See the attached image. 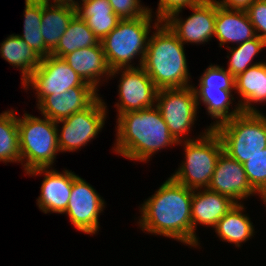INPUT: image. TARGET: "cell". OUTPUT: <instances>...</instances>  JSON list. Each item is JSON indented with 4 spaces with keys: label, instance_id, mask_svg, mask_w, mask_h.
I'll list each match as a JSON object with an SVG mask.
<instances>
[{
    "label": "cell",
    "instance_id": "obj_13",
    "mask_svg": "<svg viewBox=\"0 0 266 266\" xmlns=\"http://www.w3.org/2000/svg\"><path fill=\"white\" fill-rule=\"evenodd\" d=\"M190 10L193 13L185 20L179 17L182 11H177L163 22L183 44H204L215 34L216 3L213 0H205L199 5L191 6Z\"/></svg>",
    "mask_w": 266,
    "mask_h": 266
},
{
    "label": "cell",
    "instance_id": "obj_14",
    "mask_svg": "<svg viewBox=\"0 0 266 266\" xmlns=\"http://www.w3.org/2000/svg\"><path fill=\"white\" fill-rule=\"evenodd\" d=\"M213 192L230 197L236 203L258 194L249 184L243 164L224 151L220 154L210 184Z\"/></svg>",
    "mask_w": 266,
    "mask_h": 266
},
{
    "label": "cell",
    "instance_id": "obj_28",
    "mask_svg": "<svg viewBox=\"0 0 266 266\" xmlns=\"http://www.w3.org/2000/svg\"><path fill=\"white\" fill-rule=\"evenodd\" d=\"M14 110L0 114V162L21 163L19 130Z\"/></svg>",
    "mask_w": 266,
    "mask_h": 266
},
{
    "label": "cell",
    "instance_id": "obj_1",
    "mask_svg": "<svg viewBox=\"0 0 266 266\" xmlns=\"http://www.w3.org/2000/svg\"><path fill=\"white\" fill-rule=\"evenodd\" d=\"M193 189L171 176L141 205L139 227L147 233L173 238L192 246Z\"/></svg>",
    "mask_w": 266,
    "mask_h": 266
},
{
    "label": "cell",
    "instance_id": "obj_9",
    "mask_svg": "<svg viewBox=\"0 0 266 266\" xmlns=\"http://www.w3.org/2000/svg\"><path fill=\"white\" fill-rule=\"evenodd\" d=\"M101 98L99 96L86 109L56 121V124H63L61 130L57 128L60 152L77 151L98 135L105 124L108 113L107 106Z\"/></svg>",
    "mask_w": 266,
    "mask_h": 266
},
{
    "label": "cell",
    "instance_id": "obj_16",
    "mask_svg": "<svg viewBox=\"0 0 266 266\" xmlns=\"http://www.w3.org/2000/svg\"><path fill=\"white\" fill-rule=\"evenodd\" d=\"M237 203L230 197L208 190H193L191 202L192 247H198L197 225L215 228L218 221Z\"/></svg>",
    "mask_w": 266,
    "mask_h": 266
},
{
    "label": "cell",
    "instance_id": "obj_31",
    "mask_svg": "<svg viewBox=\"0 0 266 266\" xmlns=\"http://www.w3.org/2000/svg\"><path fill=\"white\" fill-rule=\"evenodd\" d=\"M198 81L199 88L192 85L193 89L235 90V77L219 65L211 64Z\"/></svg>",
    "mask_w": 266,
    "mask_h": 266
},
{
    "label": "cell",
    "instance_id": "obj_21",
    "mask_svg": "<svg viewBox=\"0 0 266 266\" xmlns=\"http://www.w3.org/2000/svg\"><path fill=\"white\" fill-rule=\"evenodd\" d=\"M76 15L74 6L42 1L41 33L46 48L52 52Z\"/></svg>",
    "mask_w": 266,
    "mask_h": 266
},
{
    "label": "cell",
    "instance_id": "obj_12",
    "mask_svg": "<svg viewBox=\"0 0 266 266\" xmlns=\"http://www.w3.org/2000/svg\"><path fill=\"white\" fill-rule=\"evenodd\" d=\"M99 195L89 183L74 173L70 199L63 214L68 215L77 230L90 235L98 233L99 216L105 208V202Z\"/></svg>",
    "mask_w": 266,
    "mask_h": 266
},
{
    "label": "cell",
    "instance_id": "obj_36",
    "mask_svg": "<svg viewBox=\"0 0 266 266\" xmlns=\"http://www.w3.org/2000/svg\"><path fill=\"white\" fill-rule=\"evenodd\" d=\"M47 3H50L52 0H41ZM78 1L76 0H53V4H65V5H71V6H76Z\"/></svg>",
    "mask_w": 266,
    "mask_h": 266
},
{
    "label": "cell",
    "instance_id": "obj_29",
    "mask_svg": "<svg viewBox=\"0 0 266 266\" xmlns=\"http://www.w3.org/2000/svg\"><path fill=\"white\" fill-rule=\"evenodd\" d=\"M236 46H226L231 54H229L230 58L227 56L229 59L227 71L234 77L245 72L248 68L262 63L255 62L251 64L254 57L262 51V48L266 47V41L256 36Z\"/></svg>",
    "mask_w": 266,
    "mask_h": 266
},
{
    "label": "cell",
    "instance_id": "obj_33",
    "mask_svg": "<svg viewBox=\"0 0 266 266\" xmlns=\"http://www.w3.org/2000/svg\"><path fill=\"white\" fill-rule=\"evenodd\" d=\"M246 13L254 26L256 35L266 41V0H255Z\"/></svg>",
    "mask_w": 266,
    "mask_h": 266
},
{
    "label": "cell",
    "instance_id": "obj_6",
    "mask_svg": "<svg viewBox=\"0 0 266 266\" xmlns=\"http://www.w3.org/2000/svg\"><path fill=\"white\" fill-rule=\"evenodd\" d=\"M17 117L21 164L27 173L36 168H51L60 152L56 121L24 113ZM23 162H25L23 164Z\"/></svg>",
    "mask_w": 266,
    "mask_h": 266
},
{
    "label": "cell",
    "instance_id": "obj_5",
    "mask_svg": "<svg viewBox=\"0 0 266 266\" xmlns=\"http://www.w3.org/2000/svg\"><path fill=\"white\" fill-rule=\"evenodd\" d=\"M202 134V135H201ZM197 139L182 141L185 161L171 177L190 189L208 188L220 154L224 151L223 143L214 129L206 128Z\"/></svg>",
    "mask_w": 266,
    "mask_h": 266
},
{
    "label": "cell",
    "instance_id": "obj_4",
    "mask_svg": "<svg viewBox=\"0 0 266 266\" xmlns=\"http://www.w3.org/2000/svg\"><path fill=\"white\" fill-rule=\"evenodd\" d=\"M152 9L141 17L120 20L118 25L101 40L105 59L110 70L118 68H135L132 63L134 57L139 56L142 67L149 33L151 30Z\"/></svg>",
    "mask_w": 266,
    "mask_h": 266
},
{
    "label": "cell",
    "instance_id": "obj_35",
    "mask_svg": "<svg viewBox=\"0 0 266 266\" xmlns=\"http://www.w3.org/2000/svg\"><path fill=\"white\" fill-rule=\"evenodd\" d=\"M217 6L232 9V10H241L246 11L248 7L255 1V0H213Z\"/></svg>",
    "mask_w": 266,
    "mask_h": 266
},
{
    "label": "cell",
    "instance_id": "obj_26",
    "mask_svg": "<svg viewBox=\"0 0 266 266\" xmlns=\"http://www.w3.org/2000/svg\"><path fill=\"white\" fill-rule=\"evenodd\" d=\"M99 39L88 27L86 22L77 14L71 19L64 35L60 38L57 47L51 52L52 55L63 58L66 54L99 43Z\"/></svg>",
    "mask_w": 266,
    "mask_h": 266
},
{
    "label": "cell",
    "instance_id": "obj_22",
    "mask_svg": "<svg viewBox=\"0 0 266 266\" xmlns=\"http://www.w3.org/2000/svg\"><path fill=\"white\" fill-rule=\"evenodd\" d=\"M81 1L75 6L76 14L86 22L99 41L103 40L121 19L113 12L108 0Z\"/></svg>",
    "mask_w": 266,
    "mask_h": 266
},
{
    "label": "cell",
    "instance_id": "obj_10",
    "mask_svg": "<svg viewBox=\"0 0 266 266\" xmlns=\"http://www.w3.org/2000/svg\"><path fill=\"white\" fill-rule=\"evenodd\" d=\"M22 85L23 89L28 90L31 86L36 91L37 102L45 96L61 94L72 87H93L85 82L63 58L52 54L41 59L39 66Z\"/></svg>",
    "mask_w": 266,
    "mask_h": 266
},
{
    "label": "cell",
    "instance_id": "obj_24",
    "mask_svg": "<svg viewBox=\"0 0 266 266\" xmlns=\"http://www.w3.org/2000/svg\"><path fill=\"white\" fill-rule=\"evenodd\" d=\"M193 90L197 101V106H199L200 102H202L206 107L208 115H210L211 118L216 119L215 120L216 122L214 121L213 124H210V126H208V128L210 129H214L221 123L230 120L233 117L243 112L239 103H237L235 109L229 112L230 104H232V101L234 100V97L232 95L233 90H222V89H193Z\"/></svg>",
    "mask_w": 266,
    "mask_h": 266
},
{
    "label": "cell",
    "instance_id": "obj_20",
    "mask_svg": "<svg viewBox=\"0 0 266 266\" xmlns=\"http://www.w3.org/2000/svg\"><path fill=\"white\" fill-rule=\"evenodd\" d=\"M235 90L241 97L238 103L243 112H260L253 103L266 102V63L252 66L235 77Z\"/></svg>",
    "mask_w": 266,
    "mask_h": 266
},
{
    "label": "cell",
    "instance_id": "obj_34",
    "mask_svg": "<svg viewBox=\"0 0 266 266\" xmlns=\"http://www.w3.org/2000/svg\"><path fill=\"white\" fill-rule=\"evenodd\" d=\"M205 0H159L156 18L163 22L172 13L181 11L183 8L199 5Z\"/></svg>",
    "mask_w": 266,
    "mask_h": 266
},
{
    "label": "cell",
    "instance_id": "obj_15",
    "mask_svg": "<svg viewBox=\"0 0 266 266\" xmlns=\"http://www.w3.org/2000/svg\"><path fill=\"white\" fill-rule=\"evenodd\" d=\"M50 168H36L26 174L37 176L45 174L41 184V194L38 197L37 205L45 214L49 212L63 214L68 206L74 172L63 170L62 173Z\"/></svg>",
    "mask_w": 266,
    "mask_h": 266
},
{
    "label": "cell",
    "instance_id": "obj_17",
    "mask_svg": "<svg viewBox=\"0 0 266 266\" xmlns=\"http://www.w3.org/2000/svg\"><path fill=\"white\" fill-rule=\"evenodd\" d=\"M97 91L94 87H72L64 93L43 97L37 107L42 116L62 120L89 107L99 97Z\"/></svg>",
    "mask_w": 266,
    "mask_h": 266
},
{
    "label": "cell",
    "instance_id": "obj_27",
    "mask_svg": "<svg viewBox=\"0 0 266 266\" xmlns=\"http://www.w3.org/2000/svg\"><path fill=\"white\" fill-rule=\"evenodd\" d=\"M24 8L23 34L17 36L23 39L41 59L46 58L51 52L44 44L40 29L42 24V1L25 0Z\"/></svg>",
    "mask_w": 266,
    "mask_h": 266
},
{
    "label": "cell",
    "instance_id": "obj_3",
    "mask_svg": "<svg viewBox=\"0 0 266 266\" xmlns=\"http://www.w3.org/2000/svg\"><path fill=\"white\" fill-rule=\"evenodd\" d=\"M154 21L142 68L158 89L190 86L184 44L164 22Z\"/></svg>",
    "mask_w": 266,
    "mask_h": 266
},
{
    "label": "cell",
    "instance_id": "obj_19",
    "mask_svg": "<svg viewBox=\"0 0 266 266\" xmlns=\"http://www.w3.org/2000/svg\"><path fill=\"white\" fill-rule=\"evenodd\" d=\"M214 36L222 47L230 42L239 45L257 35L246 11L226 9L216 4Z\"/></svg>",
    "mask_w": 266,
    "mask_h": 266
},
{
    "label": "cell",
    "instance_id": "obj_11",
    "mask_svg": "<svg viewBox=\"0 0 266 266\" xmlns=\"http://www.w3.org/2000/svg\"><path fill=\"white\" fill-rule=\"evenodd\" d=\"M120 72L119 100L115 105L117 115L155 106L159 89L142 67L114 69L111 70L110 77L114 78Z\"/></svg>",
    "mask_w": 266,
    "mask_h": 266
},
{
    "label": "cell",
    "instance_id": "obj_23",
    "mask_svg": "<svg viewBox=\"0 0 266 266\" xmlns=\"http://www.w3.org/2000/svg\"><path fill=\"white\" fill-rule=\"evenodd\" d=\"M244 209L243 203H237L214 228L222 241L235 244L238 248L254 236L253 223L247 214H243Z\"/></svg>",
    "mask_w": 266,
    "mask_h": 266
},
{
    "label": "cell",
    "instance_id": "obj_2",
    "mask_svg": "<svg viewBox=\"0 0 266 266\" xmlns=\"http://www.w3.org/2000/svg\"><path fill=\"white\" fill-rule=\"evenodd\" d=\"M117 117L113 149L126 159L147 162L161 149L178 145L156 106L128 111Z\"/></svg>",
    "mask_w": 266,
    "mask_h": 266
},
{
    "label": "cell",
    "instance_id": "obj_18",
    "mask_svg": "<svg viewBox=\"0 0 266 266\" xmlns=\"http://www.w3.org/2000/svg\"><path fill=\"white\" fill-rule=\"evenodd\" d=\"M63 59L87 83L99 88L101 77H110L101 41L95 45L66 54Z\"/></svg>",
    "mask_w": 266,
    "mask_h": 266
},
{
    "label": "cell",
    "instance_id": "obj_37",
    "mask_svg": "<svg viewBox=\"0 0 266 266\" xmlns=\"http://www.w3.org/2000/svg\"><path fill=\"white\" fill-rule=\"evenodd\" d=\"M260 198L263 200L264 204H266V193L261 195Z\"/></svg>",
    "mask_w": 266,
    "mask_h": 266
},
{
    "label": "cell",
    "instance_id": "obj_32",
    "mask_svg": "<svg viewBox=\"0 0 266 266\" xmlns=\"http://www.w3.org/2000/svg\"><path fill=\"white\" fill-rule=\"evenodd\" d=\"M113 12L121 19H135L149 12L148 6L141 5V0H108Z\"/></svg>",
    "mask_w": 266,
    "mask_h": 266
},
{
    "label": "cell",
    "instance_id": "obj_30",
    "mask_svg": "<svg viewBox=\"0 0 266 266\" xmlns=\"http://www.w3.org/2000/svg\"><path fill=\"white\" fill-rule=\"evenodd\" d=\"M242 164L250 186L258 193L259 196L265 194L266 148L263 149V152L255 154Z\"/></svg>",
    "mask_w": 266,
    "mask_h": 266
},
{
    "label": "cell",
    "instance_id": "obj_25",
    "mask_svg": "<svg viewBox=\"0 0 266 266\" xmlns=\"http://www.w3.org/2000/svg\"><path fill=\"white\" fill-rule=\"evenodd\" d=\"M5 39L0 45V56L21 70V84H23L39 66L41 58L17 34Z\"/></svg>",
    "mask_w": 266,
    "mask_h": 266
},
{
    "label": "cell",
    "instance_id": "obj_7",
    "mask_svg": "<svg viewBox=\"0 0 266 266\" xmlns=\"http://www.w3.org/2000/svg\"><path fill=\"white\" fill-rule=\"evenodd\" d=\"M214 130L220 136L224 152L240 163L266 148V116L261 112H242Z\"/></svg>",
    "mask_w": 266,
    "mask_h": 266
},
{
    "label": "cell",
    "instance_id": "obj_8",
    "mask_svg": "<svg viewBox=\"0 0 266 266\" xmlns=\"http://www.w3.org/2000/svg\"><path fill=\"white\" fill-rule=\"evenodd\" d=\"M155 106L177 143L194 140L185 137L191 131L197 116V101L192 85L182 88L159 89ZM185 135V136H184ZM182 137H185L182 139ZM188 138V139H186Z\"/></svg>",
    "mask_w": 266,
    "mask_h": 266
}]
</instances>
